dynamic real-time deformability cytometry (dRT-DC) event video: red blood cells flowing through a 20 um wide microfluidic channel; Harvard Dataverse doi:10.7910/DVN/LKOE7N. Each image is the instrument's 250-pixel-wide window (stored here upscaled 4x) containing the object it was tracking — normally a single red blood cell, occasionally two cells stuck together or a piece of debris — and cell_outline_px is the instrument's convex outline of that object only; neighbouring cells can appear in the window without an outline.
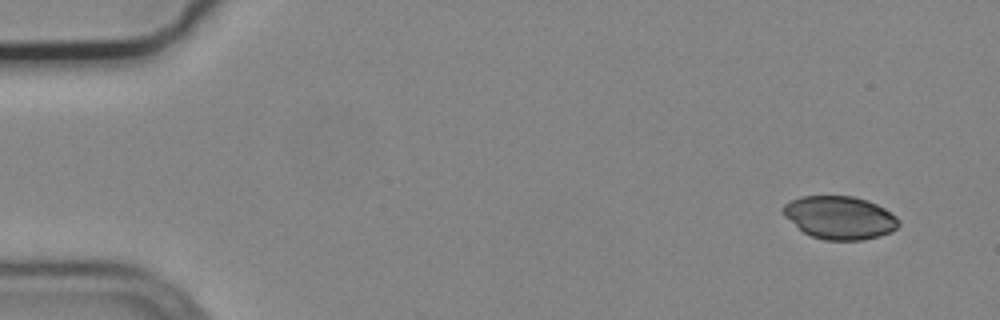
{"species": "common noctule bat (a hibernating species)", "species_latin": "Nyctalus noctula", "temperature_condition": "cold", "stored_images_in_passage": 3, "camera_frame_rate_fps": 3000, "um_per_image_px": 0.085, "animal": {"sex": "male", "body_mass_g": 19.2, "forearm_length_mm": 51.8}, "frame": {"image": 1, "passage_image": 3, "time_ms": 0.667, "image_size_px": [1000, 320], "cell_outline_px": [[900, 224], [892, 232], [880, 236], [864, 240], [824, 240], [812, 236], [804, 232], [784, 216], [784, 204], [800, 196], [852, 196], [868, 200], [884, 208], [896, 216], [900, 220]], "centroid_in_image_um": [71.41, 18.5], "position_along_channel_um": 13.6, "area_um2": 28.96}}